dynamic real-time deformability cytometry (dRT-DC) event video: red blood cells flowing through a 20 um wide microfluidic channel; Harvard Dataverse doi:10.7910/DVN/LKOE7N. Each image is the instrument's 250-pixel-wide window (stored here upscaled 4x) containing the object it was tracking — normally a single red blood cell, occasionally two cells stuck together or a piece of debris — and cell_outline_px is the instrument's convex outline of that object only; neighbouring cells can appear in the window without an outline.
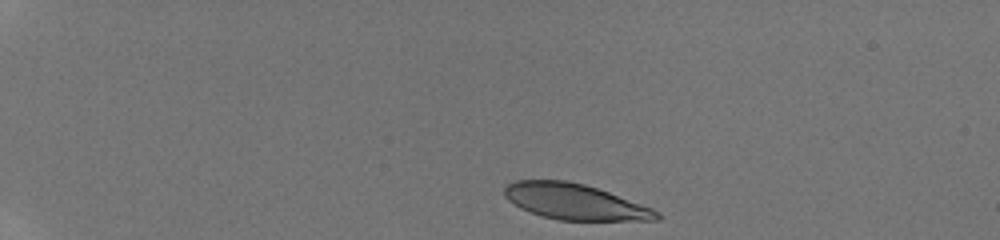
{"species": "human", "species_latin": "Homo sapiens", "temperature_condition": "room temperature", "stored_images_in_passage": 12, "camera_frame_rate_fps": 3000, "um_per_image_px": 0.085, "donor": {"sex": "male"}, "frame": {"image": 1, "passage_image": 1, "time_ms": 0.0, "image_size_px": [1000, 240], "cell_outline_px": [[660, 220], [560, 220], [540, 216], [528, 212], [520, 208], [508, 200], [504, 196], [504, 188], [508, 184], [516, 180], [568, 180], [584, 184], [608, 192], [652, 208], [660, 212]], "centroid_in_image_um": [48.83, 17.15], "position_along_channel_um": 36.2, "area_um2": 31.67}}
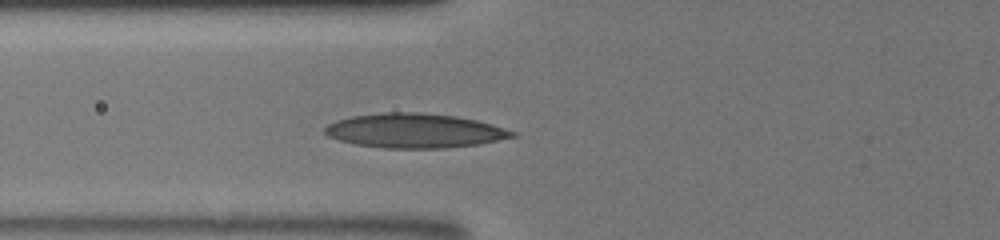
{"frame": {"image": 2, "passage_image": 9, "time_ms": 3.667, "image_size_px": [1000, 240], "cell_outline_px": [[516, 136], [480, 144], [448, 148], [384, 148], [356, 144], [340, 140], [328, 136], [324, 132], [324, 128], [328, 124], [336, 120], [352, 116], [384, 112], [420, 112], [456, 116], [476, 120], [492, 124], [516, 132]], "centroid_in_image_um": [35.25, 11.11], "position_along_channel_um": 90.6, "area_um2": 37.57}}
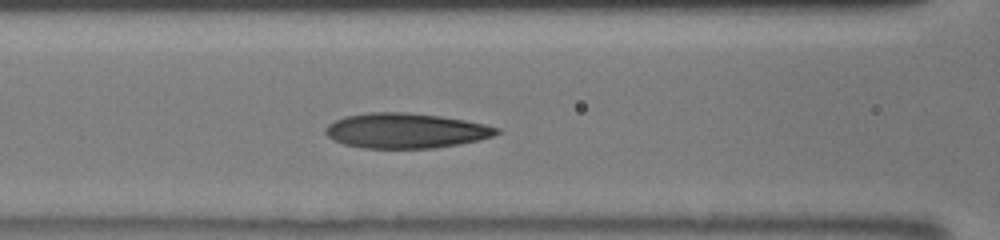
{"frame": {"image": 3, "passage_image": 12, "time_ms": 4.667, "image_size_px": [1000, 240], "cell_outline_px": [[500, 132], [492, 136], [476, 140], [436, 148], [364, 148], [344, 144], [332, 140], [324, 132], [324, 128], [328, 124], [344, 116], [368, 112], [408, 112], [440, 116], [464, 120], [484, 124], [500, 128]], "centroid_in_image_um": [34.44, 11.1], "position_along_channel_um": 132.2, "area_um2": 34.91}}